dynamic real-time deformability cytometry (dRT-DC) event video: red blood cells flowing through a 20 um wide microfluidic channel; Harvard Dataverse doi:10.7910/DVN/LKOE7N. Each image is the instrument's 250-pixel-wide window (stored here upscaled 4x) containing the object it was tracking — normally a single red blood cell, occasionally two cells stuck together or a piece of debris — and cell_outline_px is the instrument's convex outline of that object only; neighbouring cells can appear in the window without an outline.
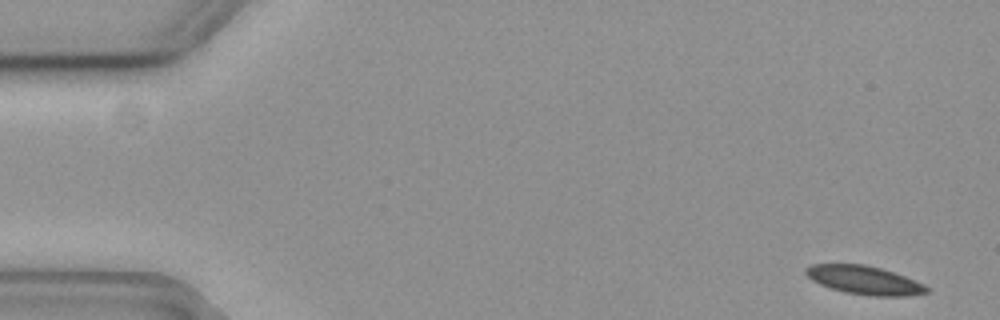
{"species": "common noctule bat (a hibernating species)", "species_latin": "Nyctalus noctula", "temperature_condition": "cold", "stored_images_in_passage": 56, "camera_frame_rate_fps": 3000, "um_per_image_px": 0.085, "animal": {"sex": "female", "body_mass_g": 19.3, "forearm_length_mm": 54.1}, "frame": {"image": 1, "passage_image": 1, "time_ms": 0.0, "image_size_px": [1000, 320], "cell_outline_px": [[928, 292], [908, 296], [868, 296], [844, 292], [820, 284], [812, 280], [804, 272], [804, 268], [812, 264], [864, 264], [880, 268], [916, 280], [924, 284], [928, 288]], "centroid_in_image_um": [73.46, 23.81], "position_along_channel_um": 11.5, "area_um2": 20.06}}
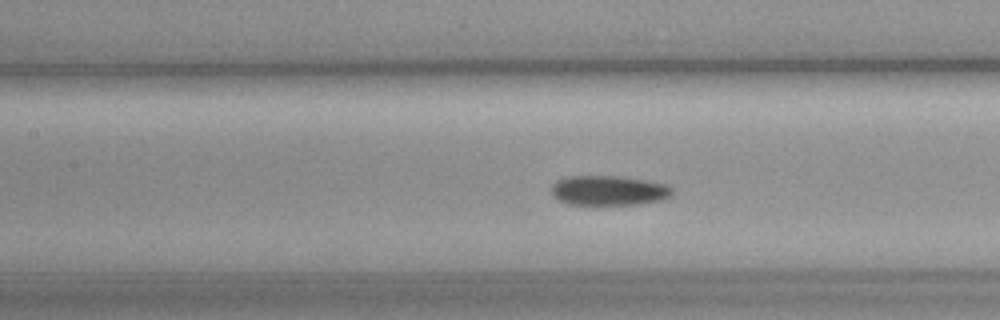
{"frame": {"image": 2, "passage_image": 24, "time_ms": 7.667, "image_size_px": [1000, 320], "cell_outline_px": [[672, 196], [664, 200], [640, 204], [596, 208], [592, 208], [568, 204], [552, 196], [552, 184], [556, 180], [564, 176], [620, 176], [648, 180], [668, 184], [672, 188]], "centroid_in_image_um": [51.74, 16.24], "position_along_channel_um": 155.7, "area_um2": 22.37}}
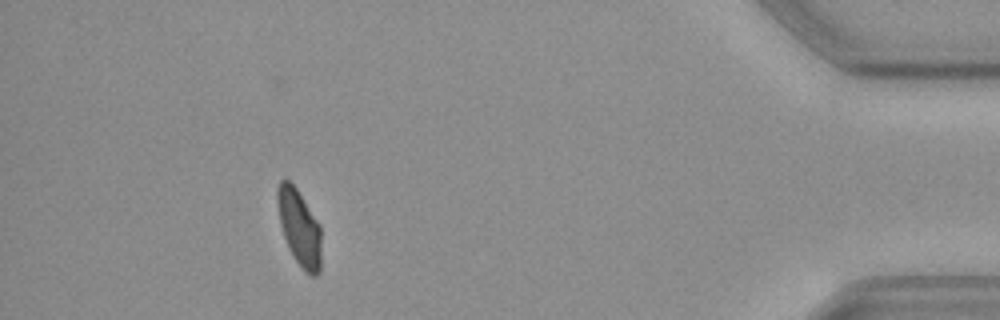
{"frame": {"image": 3, "passage_image": 50, "time_ms": 16.333, "image_size_px": [1000, 320], "cell_outline_px": [[320, 272], [316, 276], [312, 276], [304, 272], [292, 256], [288, 248], [280, 224], [276, 200], [276, 188], [280, 180], [288, 180], [296, 188], [320, 224]], "centroid_in_image_um": [25.42, 19.36], "position_along_channel_um": 409.8, "area_um2": 19.59}, "authors_computed_cell_mechanics": {"area_um2": 21.0392, "velocity_mm_per_s": 3.6536, "shape_relaxation_time_tau1_ms": 5.0608, "shape_relaxation_time_tau2_ms": null, "deformation_change_tau1": 0.0964, "deformation_change_tau2": null}}